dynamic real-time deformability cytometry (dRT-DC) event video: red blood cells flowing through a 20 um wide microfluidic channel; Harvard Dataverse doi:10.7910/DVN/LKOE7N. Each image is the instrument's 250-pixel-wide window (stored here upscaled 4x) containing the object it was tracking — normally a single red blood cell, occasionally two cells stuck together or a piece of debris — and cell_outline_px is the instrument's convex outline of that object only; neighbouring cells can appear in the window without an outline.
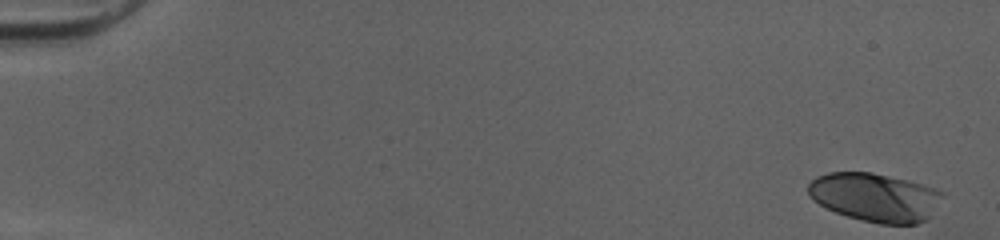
{"species": "human", "species_latin": "Homo sapiens", "temperature_condition": "cold", "stored_images_in_passage": 44, "camera_frame_rate_fps": 3000, "um_per_image_px": 0.085, "donor": {"sex": "female"}, "frame": {"image": 1, "passage_image": 1, "time_ms": 0.0, "image_size_px": [1000, 240], "cell_outline_px": [[944, 196], [928, 216], [924, 220], [916, 224], [880, 224], [860, 220], [836, 212], [812, 200], [808, 192], [808, 184], [816, 176], [828, 172], [872, 172], [908, 180], [936, 188], [944, 192]], "centroid_in_image_um": [74.37, 16.75], "position_along_channel_um": 10.6, "area_um2": 37.97}}
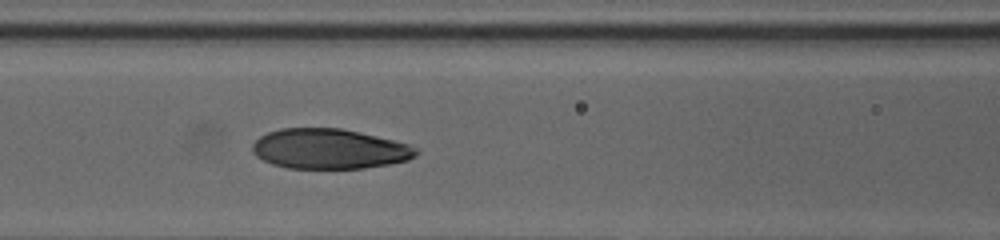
{"frame": {"image": 2, "passage_image": 23, "time_ms": 7.333, "image_size_px": [1000, 240], "cell_outline_px": [[420, 152], [416, 156], [408, 160], [388, 164], [364, 168], [288, 168], [272, 164], [256, 156], [252, 152], [252, 144], [260, 136], [268, 132], [280, 128], [340, 128], [376, 136], [408, 144], [416, 148]], "centroid_in_image_um": [27.98, 12.65], "position_along_channel_um": 138.6, "area_um2": 38.09}}
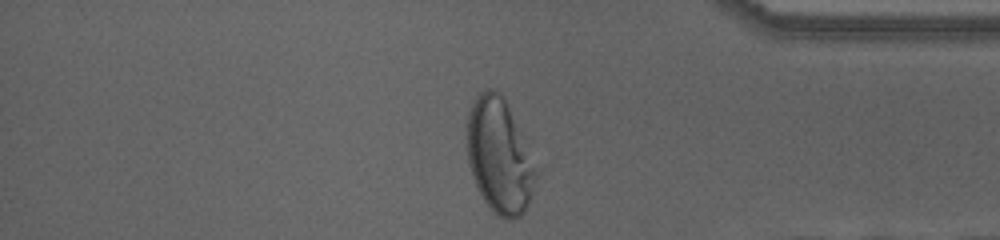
{"frame": {"image": 3, "passage_image": 43, "time_ms": 14.0, "image_size_px": [1000, 240], "cell_outline_px": [[536, 176], [528, 204], [524, 212], [516, 220], [508, 220], [496, 216], [484, 200], [472, 176], [468, 164], [468, 112], [476, 96], [480, 92], [488, 88], [496, 88], [504, 96], [536, 172]], "centroid_in_image_um": [42.41, 13.27], "position_along_channel_um": 392.8, "area_um2": 45.03}, "authors_computed_cell_mechanics": {"area_um2": 38.9283, "velocity_mm_per_s": 4.0394, "shape_relaxation_time_tau1_ms": 4.2961, "shape_relaxation_time_tau2_ms": 0.8063, "deformation_change_tau1": 0.2082, "deformation_change_tau2": 0.0633}}